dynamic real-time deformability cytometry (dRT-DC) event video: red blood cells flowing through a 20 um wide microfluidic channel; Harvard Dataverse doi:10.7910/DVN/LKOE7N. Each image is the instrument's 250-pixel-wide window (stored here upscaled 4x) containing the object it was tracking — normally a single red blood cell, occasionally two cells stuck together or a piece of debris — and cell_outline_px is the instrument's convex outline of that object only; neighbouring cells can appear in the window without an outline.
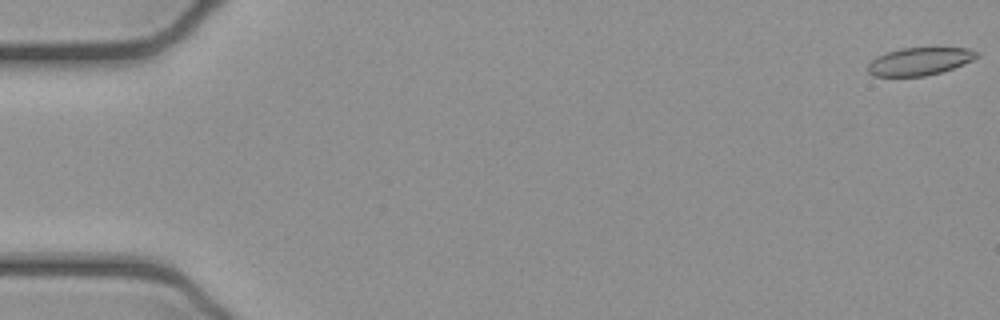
{"species": "common noctule bat (a hibernating species)", "species_latin": "Nyctalus noctula", "temperature_condition": "cold", "stored_images_in_passage": 9, "camera_frame_rate_fps": 3000, "um_per_image_px": 0.085, "animal": {"sex": "female", "body_mass_g": 21.9}, "frame": {"image": 1, "passage_image": 1, "time_ms": 0.0, "image_size_px": [1000, 320], "cell_outline_px": [[980, 56], [964, 64], [940, 72], [924, 76], [872, 76], [868, 72], [868, 64], [876, 56], [900, 48], [968, 48], [980, 52]], "centroid_in_image_um": [78.17, 5.21], "position_along_channel_um": 6.8, "area_um2": 17.57}}